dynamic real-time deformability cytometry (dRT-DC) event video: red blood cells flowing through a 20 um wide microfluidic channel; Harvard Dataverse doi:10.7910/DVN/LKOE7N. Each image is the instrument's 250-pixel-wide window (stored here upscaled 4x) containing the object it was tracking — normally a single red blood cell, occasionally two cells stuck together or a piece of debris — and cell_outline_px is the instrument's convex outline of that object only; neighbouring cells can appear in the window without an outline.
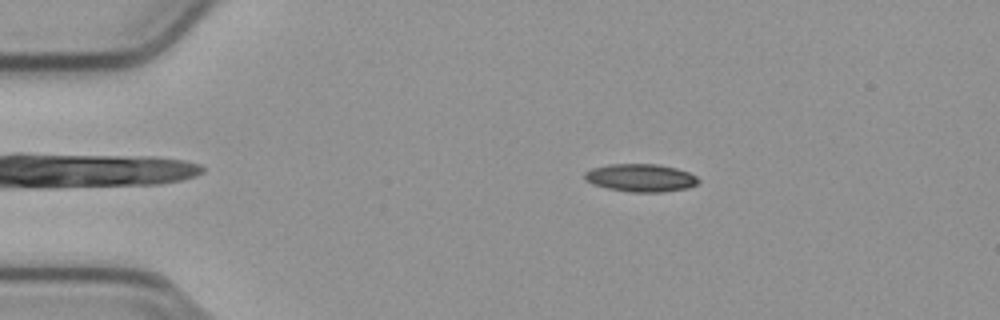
{"species": "common noctule bat (a hibernating species)", "species_latin": "Nyctalus noctula", "temperature_condition": "cold", "stored_images_in_passage": 45, "camera_frame_rate_fps": 3000, "um_per_image_px": 0.085, "animal": {"sex": "male", "body_mass_g": 23.1, "forearm_length_mm": 52.7}, "frame": {"image": 1, "passage_image": 1, "time_ms": 0.0, "image_size_px": [1000, 320], "cell_outline_px": [[700, 180], [696, 184], [688, 188], [660, 192], [632, 192], [608, 188], [592, 184], [584, 180], [584, 172], [592, 168], [612, 164], [656, 164], [676, 168], [688, 172], [696, 176]], "centroid_in_image_um": [54.44, 15.11], "position_along_channel_um": 30.6, "area_um2": 18.38}}
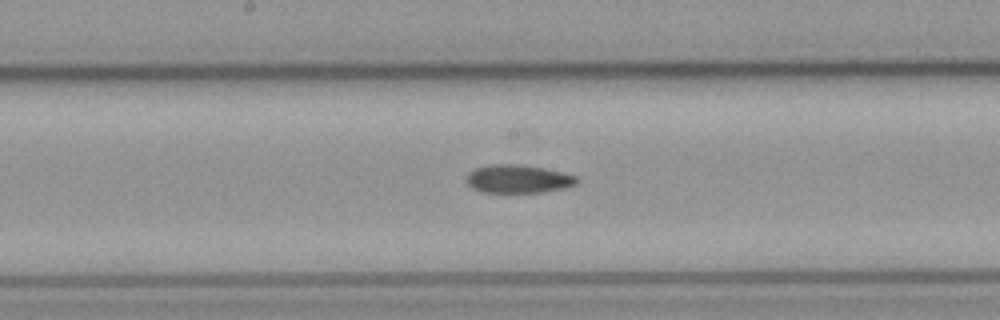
{"frame": {"image": 2, "passage_image": 19, "time_ms": 6.0, "image_size_px": [1000, 320], "cell_outline_px": [[576, 184], [564, 188], [540, 192], [480, 192], [472, 188], [464, 180], [476, 168], [488, 164], [520, 164], [544, 168], [576, 176]], "centroid_in_image_um": [44.0, 15.2], "position_along_channel_um": 204.2, "area_um2": 17.98}}
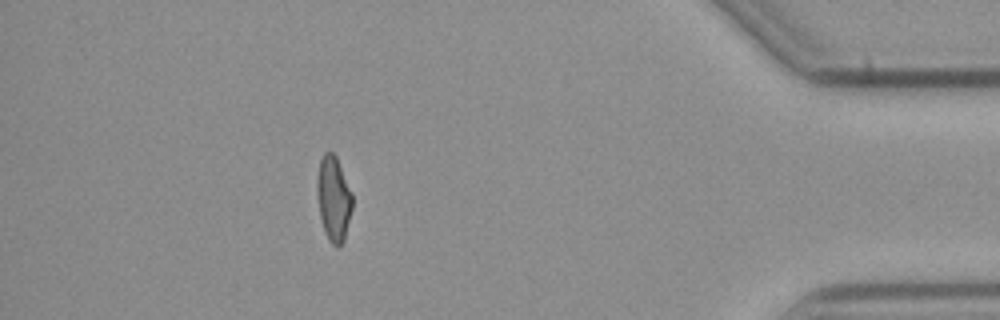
{"frame": {"image": 3, "passage_image": 39, "time_ms": 12.667, "image_size_px": [1000, 320], "cell_outline_px": [[352, 208], [344, 240], [336, 248], [328, 240], [324, 232], [320, 216], [316, 188], [316, 180], [320, 160], [324, 152], [332, 152], [336, 156], [352, 192]], "centroid_in_image_um": [28.34, 16.88], "position_along_channel_um": 406.9, "area_um2": 17.51}, "authors_computed_cell_mechanics": {"area_um2": 17.918, "velocity_mm_per_s": 3.8007, "shape_relaxation_time_tau1_ms": null, "shape_relaxation_time_tau2_ms": 6.8147, "deformation_change_tau1": null, "deformation_change_tau2": 0.158}}